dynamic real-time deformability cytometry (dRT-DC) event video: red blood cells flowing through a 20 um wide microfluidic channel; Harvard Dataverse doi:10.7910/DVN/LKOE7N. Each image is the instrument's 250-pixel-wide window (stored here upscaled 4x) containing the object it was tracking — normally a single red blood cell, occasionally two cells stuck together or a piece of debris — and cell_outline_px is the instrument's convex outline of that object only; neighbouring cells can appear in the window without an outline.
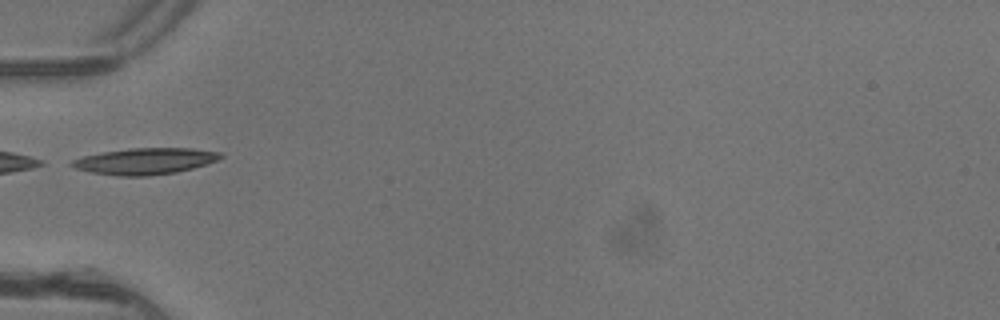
{"species": "common noctule bat (a hibernating species)", "species_latin": "Nyctalus noctula", "temperature_condition": "warm", "stored_images_in_passage": 1, "camera_frame_rate_fps": 3000, "um_per_image_px": 0.085, "animal": {"sex": "female"}, "frame": {"image": 1, "passage_image": 1, "time_ms": 0.0, "image_size_px": [1000, 320], "cell_outline_px": [[224, 156], [216, 160], [192, 168], [176, 172], [148, 176], [116, 176], [92, 172], [76, 168], [68, 164], [72, 160], [84, 156], [104, 152], [128, 148], [192, 148], [220, 152]], "centroid_in_image_um": [12.32, 13.7], "position_along_channel_um": 72.7, "area_um2": 22.66}}